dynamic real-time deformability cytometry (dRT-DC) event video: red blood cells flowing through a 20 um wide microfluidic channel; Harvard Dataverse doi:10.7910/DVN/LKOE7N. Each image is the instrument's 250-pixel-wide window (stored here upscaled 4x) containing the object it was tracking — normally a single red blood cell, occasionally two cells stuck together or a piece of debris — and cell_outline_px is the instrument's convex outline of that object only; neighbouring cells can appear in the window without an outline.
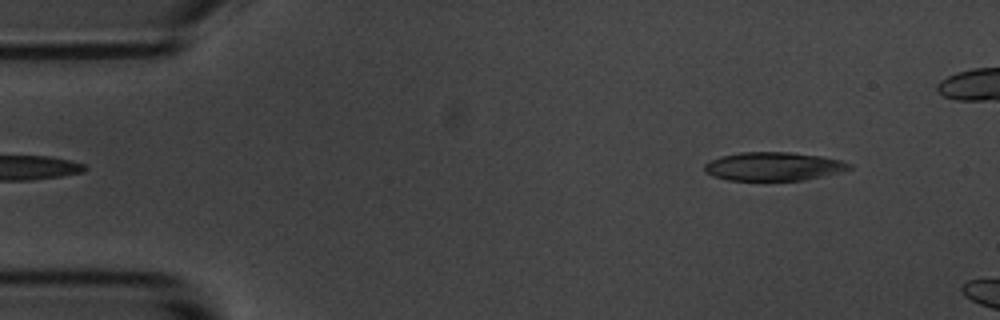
{"species": "common noctule bat (a hibernating species)", "species_latin": "Nyctalus noctula", "temperature_condition": "room temperature", "stored_images_in_passage": 5, "segment_of_instrument_passage": [2, 2], "camera_frame_rate_fps": 3000, "um_per_image_px": 0.085, "animal": {"sex": "male", "body_mass_g": 20.1, "forearm_length_mm": 53.5}, "frame": {"image": 1, "passage_image": 5, "time_ms": 5.333, "image_size_px": [1000, 320], "cell_outline_px": [[852, 168], [844, 172], [804, 180], [728, 180], [712, 176], [704, 172], [704, 164], [720, 156], [740, 152], [792, 152], [820, 156], [840, 160], [852, 164]], "centroid_in_image_um": [65.76, 14.14], "position_along_channel_um": 19.2, "area_um2": 24.28}}